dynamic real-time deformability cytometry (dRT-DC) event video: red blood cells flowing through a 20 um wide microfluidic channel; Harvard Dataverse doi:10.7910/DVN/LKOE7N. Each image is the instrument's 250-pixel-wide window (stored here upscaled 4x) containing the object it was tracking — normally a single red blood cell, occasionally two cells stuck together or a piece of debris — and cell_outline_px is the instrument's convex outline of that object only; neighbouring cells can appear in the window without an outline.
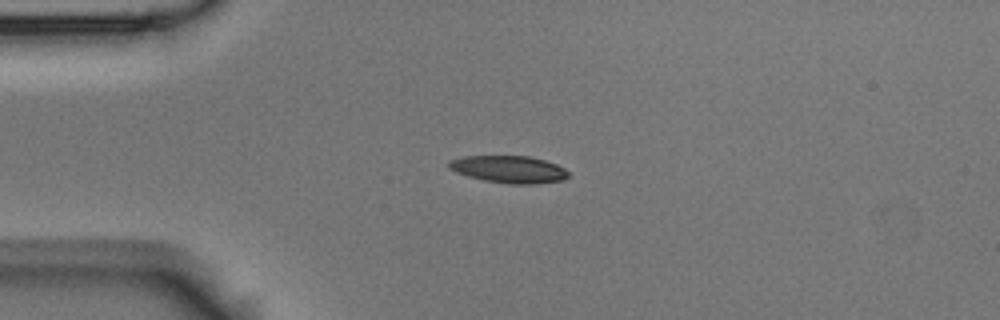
{"species": "Egyptian fruit bat (a non-hibernating species)", "species_latin": "Rousettus aegyptiacus", "temperature_condition": "room temperature", "stored_images_in_passage": 11, "camera_frame_rate_fps": 3000, "um_per_image_px": 0.085, "animal": {"sex": "male"}, "frame": {"image": 1, "passage_image": 1, "time_ms": 0.0, "image_size_px": [1000, 320], "cell_outline_px": [[568, 176], [564, 180], [536, 184], [508, 184], [484, 180], [468, 176], [456, 172], [448, 168], [448, 160], [464, 156], [528, 156], [544, 160], [556, 164], [564, 168], [568, 172]], "centroid_in_image_um": [43.25, 14.39], "position_along_channel_um": 41.8, "area_um2": 19.02}}
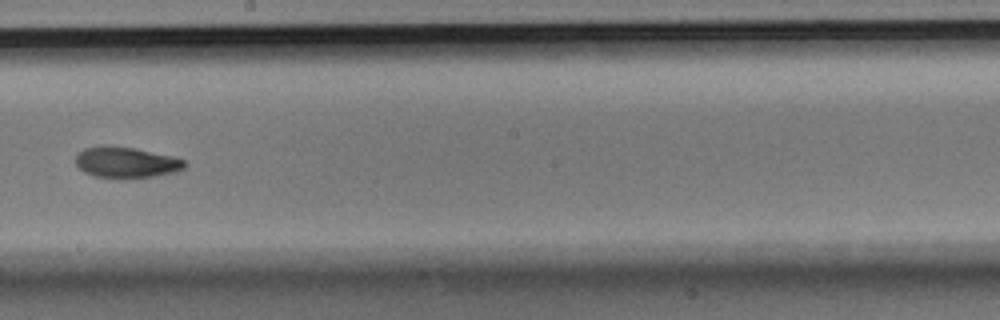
{"frame": {"image": 2, "passage_image": 6, "time_ms": 1.667, "image_size_px": [1000, 320], "cell_outline_px": [[188, 164], [184, 168], [176, 172], [156, 176], [96, 176], [84, 172], [76, 164], [76, 156], [84, 148], [136, 148], [172, 156], [184, 160]], "centroid_in_image_um": [10.81, 13.81], "position_along_channel_um": 237.4, "area_um2": 18.55}}
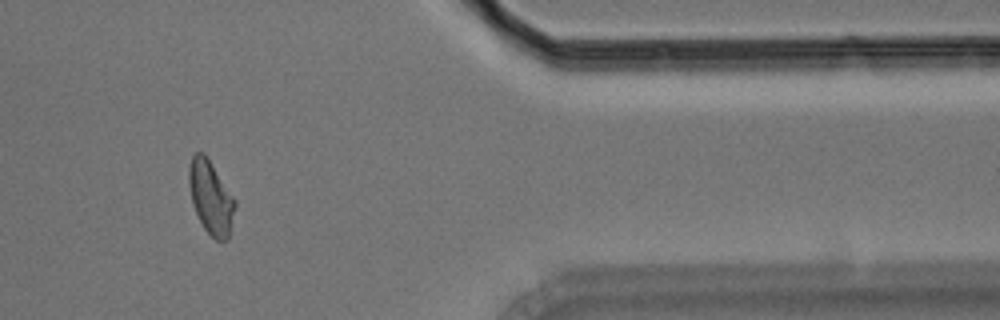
{"frame": {"image": 3, "passage_image": 10, "time_ms": 3.0, "image_size_px": [1000, 320], "cell_outline_px": [[236, 204], [228, 240], [216, 240], [204, 228], [192, 204], [188, 184], [188, 168], [192, 156], [196, 152], [204, 152], [236, 200]], "centroid_in_image_um": [17.91, 16.76], "position_along_channel_um": 393.5, "area_um2": 19.65}}